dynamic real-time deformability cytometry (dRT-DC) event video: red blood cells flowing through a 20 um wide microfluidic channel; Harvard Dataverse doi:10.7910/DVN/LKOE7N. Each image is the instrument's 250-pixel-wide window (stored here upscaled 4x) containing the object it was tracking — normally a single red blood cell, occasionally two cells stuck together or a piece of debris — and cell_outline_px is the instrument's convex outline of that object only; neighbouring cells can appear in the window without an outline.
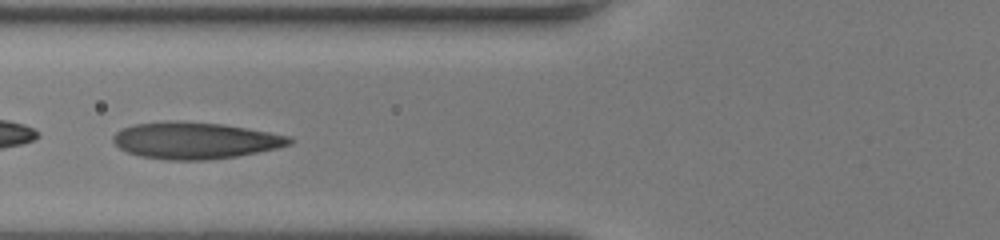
{"species": "human", "species_latin": "Homo sapiens", "temperature_condition": "room temperature", "stored_images_in_passage": 46, "camera_frame_rate_fps": 3000, "um_per_image_px": 0.085, "donor": {"sex": "female"}, "frame": {"image": 1, "passage_image": 14, "time_ms": 4.333, "image_size_px": [1000, 240], "cell_outline_px": [[296, 140], [292, 144], [276, 148], [240, 156], [208, 160], [168, 160], [140, 156], [128, 152], [120, 148], [112, 140], [112, 136], [120, 128], [132, 124], [168, 120], [180, 120], [224, 124], [248, 128], [292, 136]], "centroid_in_image_um": [16.6, 11.93], "position_along_channel_um": 109.2, "area_um2": 38.32}}
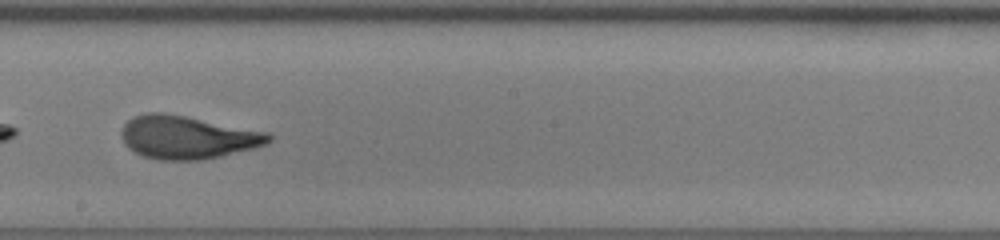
{"frame": {"image": 2, "passage_image": 24, "time_ms": 7.667, "image_size_px": [1000, 240], "cell_outline_px": [[272, 140], [264, 144], [252, 148], [204, 160], [160, 160], [144, 156], [128, 148], [124, 144], [120, 132], [124, 124], [132, 116], [148, 112], [160, 112], [184, 116], [268, 132], [272, 136]], "centroid_in_image_um": [15.88, 11.67], "position_along_channel_um": 232.3, "area_um2": 36.76}}
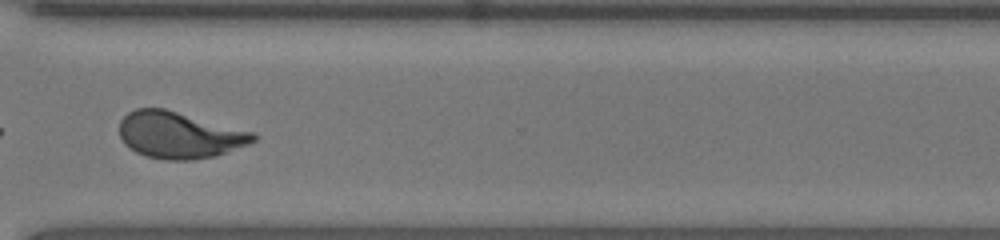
{"frame": {"image": 3, "passage_image": 34, "time_ms": 11.0, "image_size_px": [1000, 240], "cell_outline_px": [[256, 140], [248, 144], [216, 156], [192, 160], [164, 160], [148, 156], [136, 152], [124, 144], [120, 136], [120, 120], [128, 112], [136, 108], [164, 108], [252, 132], [256, 136]], "centroid_in_image_um": [15.21, 11.48], "position_along_channel_um": 355.4, "area_um2": 36.07}, "authors_computed_cell_mechanics": {"area_um2": 36.7319, "velocity_mm_per_s": 3.6897, "shape_relaxation_time_tau1_ms": 6.2381, "shape_relaxation_time_tau2_ms": 0.9065, "deformation_change_tau1": 0.2207, "deformation_change_tau2": 0.0698}}